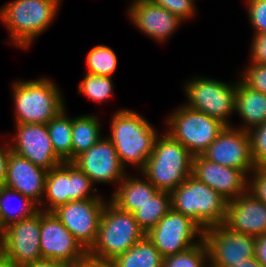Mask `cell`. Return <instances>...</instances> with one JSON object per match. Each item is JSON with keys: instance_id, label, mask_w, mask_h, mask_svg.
I'll use <instances>...</instances> for the list:
<instances>
[{"instance_id": "14", "label": "cell", "mask_w": 266, "mask_h": 267, "mask_svg": "<svg viewBox=\"0 0 266 267\" xmlns=\"http://www.w3.org/2000/svg\"><path fill=\"white\" fill-rule=\"evenodd\" d=\"M0 248L9 261L17 267H24L42 259L40 250V210L30 218L7 226Z\"/></svg>"}, {"instance_id": "1", "label": "cell", "mask_w": 266, "mask_h": 267, "mask_svg": "<svg viewBox=\"0 0 266 267\" xmlns=\"http://www.w3.org/2000/svg\"><path fill=\"white\" fill-rule=\"evenodd\" d=\"M112 115L110 131L106 137L113 143L120 162L127 171L131 166L139 172L152 154L159 130L132 109L120 108Z\"/></svg>"}, {"instance_id": "26", "label": "cell", "mask_w": 266, "mask_h": 267, "mask_svg": "<svg viewBox=\"0 0 266 267\" xmlns=\"http://www.w3.org/2000/svg\"><path fill=\"white\" fill-rule=\"evenodd\" d=\"M112 262L116 267H162L163 257L145 236Z\"/></svg>"}, {"instance_id": "11", "label": "cell", "mask_w": 266, "mask_h": 267, "mask_svg": "<svg viewBox=\"0 0 266 267\" xmlns=\"http://www.w3.org/2000/svg\"><path fill=\"white\" fill-rule=\"evenodd\" d=\"M40 250L42 259L80 266L88 251L60 222L53 212L40 210Z\"/></svg>"}, {"instance_id": "6", "label": "cell", "mask_w": 266, "mask_h": 267, "mask_svg": "<svg viewBox=\"0 0 266 267\" xmlns=\"http://www.w3.org/2000/svg\"><path fill=\"white\" fill-rule=\"evenodd\" d=\"M227 202L192 174L171 192L172 208L191 218L203 230L224 224Z\"/></svg>"}, {"instance_id": "21", "label": "cell", "mask_w": 266, "mask_h": 267, "mask_svg": "<svg viewBox=\"0 0 266 267\" xmlns=\"http://www.w3.org/2000/svg\"><path fill=\"white\" fill-rule=\"evenodd\" d=\"M47 172L11 151L4 185L20 192L39 206L45 193Z\"/></svg>"}, {"instance_id": "27", "label": "cell", "mask_w": 266, "mask_h": 267, "mask_svg": "<svg viewBox=\"0 0 266 267\" xmlns=\"http://www.w3.org/2000/svg\"><path fill=\"white\" fill-rule=\"evenodd\" d=\"M53 149L63 162H72V117L64 108L47 124Z\"/></svg>"}, {"instance_id": "32", "label": "cell", "mask_w": 266, "mask_h": 267, "mask_svg": "<svg viewBox=\"0 0 266 267\" xmlns=\"http://www.w3.org/2000/svg\"><path fill=\"white\" fill-rule=\"evenodd\" d=\"M239 75L247 87L266 94V64L248 63Z\"/></svg>"}, {"instance_id": "13", "label": "cell", "mask_w": 266, "mask_h": 267, "mask_svg": "<svg viewBox=\"0 0 266 267\" xmlns=\"http://www.w3.org/2000/svg\"><path fill=\"white\" fill-rule=\"evenodd\" d=\"M107 198L70 201L52 212L88 251L97 238L101 215Z\"/></svg>"}, {"instance_id": "31", "label": "cell", "mask_w": 266, "mask_h": 267, "mask_svg": "<svg viewBox=\"0 0 266 267\" xmlns=\"http://www.w3.org/2000/svg\"><path fill=\"white\" fill-rule=\"evenodd\" d=\"M162 267H210L209 250L205 240L186 251L163 258Z\"/></svg>"}, {"instance_id": "25", "label": "cell", "mask_w": 266, "mask_h": 267, "mask_svg": "<svg viewBox=\"0 0 266 267\" xmlns=\"http://www.w3.org/2000/svg\"><path fill=\"white\" fill-rule=\"evenodd\" d=\"M13 198L19 201V205L16 207H13L10 202L14 200ZM38 211V205L30 198L5 185L0 187V219L5 228L15 222L32 217Z\"/></svg>"}, {"instance_id": "38", "label": "cell", "mask_w": 266, "mask_h": 267, "mask_svg": "<svg viewBox=\"0 0 266 267\" xmlns=\"http://www.w3.org/2000/svg\"><path fill=\"white\" fill-rule=\"evenodd\" d=\"M10 152H11V147H10L8 140L3 141V142L1 141L0 143V187L4 185L5 180H6Z\"/></svg>"}, {"instance_id": "2", "label": "cell", "mask_w": 266, "mask_h": 267, "mask_svg": "<svg viewBox=\"0 0 266 267\" xmlns=\"http://www.w3.org/2000/svg\"><path fill=\"white\" fill-rule=\"evenodd\" d=\"M63 0H11L0 7V21L8 31V44L27 50L58 17Z\"/></svg>"}, {"instance_id": "41", "label": "cell", "mask_w": 266, "mask_h": 267, "mask_svg": "<svg viewBox=\"0 0 266 267\" xmlns=\"http://www.w3.org/2000/svg\"><path fill=\"white\" fill-rule=\"evenodd\" d=\"M24 267H72V266L57 260L40 259L39 261L27 264Z\"/></svg>"}, {"instance_id": "45", "label": "cell", "mask_w": 266, "mask_h": 267, "mask_svg": "<svg viewBox=\"0 0 266 267\" xmlns=\"http://www.w3.org/2000/svg\"><path fill=\"white\" fill-rule=\"evenodd\" d=\"M4 232H5V227L3 226L2 221L0 219V243H1L2 239H3Z\"/></svg>"}, {"instance_id": "17", "label": "cell", "mask_w": 266, "mask_h": 267, "mask_svg": "<svg viewBox=\"0 0 266 267\" xmlns=\"http://www.w3.org/2000/svg\"><path fill=\"white\" fill-rule=\"evenodd\" d=\"M15 131L8 139L13 153L47 171L63 163L53 149L46 124H15Z\"/></svg>"}, {"instance_id": "23", "label": "cell", "mask_w": 266, "mask_h": 267, "mask_svg": "<svg viewBox=\"0 0 266 267\" xmlns=\"http://www.w3.org/2000/svg\"><path fill=\"white\" fill-rule=\"evenodd\" d=\"M239 115L242 124L233 125L244 131L266 122V94L247 87L237 79L235 116Z\"/></svg>"}, {"instance_id": "16", "label": "cell", "mask_w": 266, "mask_h": 267, "mask_svg": "<svg viewBox=\"0 0 266 267\" xmlns=\"http://www.w3.org/2000/svg\"><path fill=\"white\" fill-rule=\"evenodd\" d=\"M202 155L217 164L242 170L248 176L256 169L249 132L234 126H225Z\"/></svg>"}, {"instance_id": "10", "label": "cell", "mask_w": 266, "mask_h": 267, "mask_svg": "<svg viewBox=\"0 0 266 267\" xmlns=\"http://www.w3.org/2000/svg\"><path fill=\"white\" fill-rule=\"evenodd\" d=\"M163 258L186 251L204 239V230L173 208L146 234Z\"/></svg>"}, {"instance_id": "22", "label": "cell", "mask_w": 266, "mask_h": 267, "mask_svg": "<svg viewBox=\"0 0 266 267\" xmlns=\"http://www.w3.org/2000/svg\"><path fill=\"white\" fill-rule=\"evenodd\" d=\"M137 175L127 173L109 198L119 209L130 213L139 209L158 191L142 173L138 172Z\"/></svg>"}, {"instance_id": "44", "label": "cell", "mask_w": 266, "mask_h": 267, "mask_svg": "<svg viewBox=\"0 0 266 267\" xmlns=\"http://www.w3.org/2000/svg\"><path fill=\"white\" fill-rule=\"evenodd\" d=\"M142 2H152V0H131V1L129 2V5H128L127 9H128L129 7H131L132 5H134V4L142 3Z\"/></svg>"}, {"instance_id": "12", "label": "cell", "mask_w": 266, "mask_h": 267, "mask_svg": "<svg viewBox=\"0 0 266 267\" xmlns=\"http://www.w3.org/2000/svg\"><path fill=\"white\" fill-rule=\"evenodd\" d=\"M210 267H233L255 257L256 237L229 229L225 224L204 230Z\"/></svg>"}, {"instance_id": "29", "label": "cell", "mask_w": 266, "mask_h": 267, "mask_svg": "<svg viewBox=\"0 0 266 267\" xmlns=\"http://www.w3.org/2000/svg\"><path fill=\"white\" fill-rule=\"evenodd\" d=\"M86 72L93 75L113 77L118 68V56L106 45L98 44L88 51L86 56Z\"/></svg>"}, {"instance_id": "37", "label": "cell", "mask_w": 266, "mask_h": 267, "mask_svg": "<svg viewBox=\"0 0 266 267\" xmlns=\"http://www.w3.org/2000/svg\"><path fill=\"white\" fill-rule=\"evenodd\" d=\"M249 50L248 63L266 64V32L252 36Z\"/></svg>"}, {"instance_id": "39", "label": "cell", "mask_w": 266, "mask_h": 267, "mask_svg": "<svg viewBox=\"0 0 266 267\" xmlns=\"http://www.w3.org/2000/svg\"><path fill=\"white\" fill-rule=\"evenodd\" d=\"M255 257L264 267H266V234L256 237Z\"/></svg>"}, {"instance_id": "24", "label": "cell", "mask_w": 266, "mask_h": 267, "mask_svg": "<svg viewBox=\"0 0 266 267\" xmlns=\"http://www.w3.org/2000/svg\"><path fill=\"white\" fill-rule=\"evenodd\" d=\"M101 119L95 114H80L72 117V161L95 145L102 134Z\"/></svg>"}, {"instance_id": "34", "label": "cell", "mask_w": 266, "mask_h": 267, "mask_svg": "<svg viewBox=\"0 0 266 267\" xmlns=\"http://www.w3.org/2000/svg\"><path fill=\"white\" fill-rule=\"evenodd\" d=\"M152 3L167 9L184 23L194 19L198 10L195 0H152Z\"/></svg>"}, {"instance_id": "43", "label": "cell", "mask_w": 266, "mask_h": 267, "mask_svg": "<svg viewBox=\"0 0 266 267\" xmlns=\"http://www.w3.org/2000/svg\"><path fill=\"white\" fill-rule=\"evenodd\" d=\"M0 267H17L9 261V259L7 258L4 251L1 248H0Z\"/></svg>"}, {"instance_id": "40", "label": "cell", "mask_w": 266, "mask_h": 267, "mask_svg": "<svg viewBox=\"0 0 266 267\" xmlns=\"http://www.w3.org/2000/svg\"><path fill=\"white\" fill-rule=\"evenodd\" d=\"M82 267H116L111 260H99L91 256H87L81 264Z\"/></svg>"}, {"instance_id": "18", "label": "cell", "mask_w": 266, "mask_h": 267, "mask_svg": "<svg viewBox=\"0 0 266 267\" xmlns=\"http://www.w3.org/2000/svg\"><path fill=\"white\" fill-rule=\"evenodd\" d=\"M192 175L227 201L248 191L249 176L244 171L217 164L203 155L193 157Z\"/></svg>"}, {"instance_id": "7", "label": "cell", "mask_w": 266, "mask_h": 267, "mask_svg": "<svg viewBox=\"0 0 266 267\" xmlns=\"http://www.w3.org/2000/svg\"><path fill=\"white\" fill-rule=\"evenodd\" d=\"M182 86L187 99L185 106L203 112L225 126H233L231 119L232 115L235 116L237 79L236 82L227 83L196 75L187 79Z\"/></svg>"}, {"instance_id": "20", "label": "cell", "mask_w": 266, "mask_h": 267, "mask_svg": "<svg viewBox=\"0 0 266 267\" xmlns=\"http://www.w3.org/2000/svg\"><path fill=\"white\" fill-rule=\"evenodd\" d=\"M224 224L236 232L254 237L266 234V203L247 191L227 202Z\"/></svg>"}, {"instance_id": "9", "label": "cell", "mask_w": 266, "mask_h": 267, "mask_svg": "<svg viewBox=\"0 0 266 267\" xmlns=\"http://www.w3.org/2000/svg\"><path fill=\"white\" fill-rule=\"evenodd\" d=\"M91 179L72 162H63L47 172L45 193L39 210L52 212L70 201L105 198Z\"/></svg>"}, {"instance_id": "4", "label": "cell", "mask_w": 266, "mask_h": 267, "mask_svg": "<svg viewBox=\"0 0 266 267\" xmlns=\"http://www.w3.org/2000/svg\"><path fill=\"white\" fill-rule=\"evenodd\" d=\"M193 157L179 141L160 132L152 154L139 172L159 191L171 193L192 174Z\"/></svg>"}, {"instance_id": "42", "label": "cell", "mask_w": 266, "mask_h": 267, "mask_svg": "<svg viewBox=\"0 0 266 267\" xmlns=\"http://www.w3.org/2000/svg\"><path fill=\"white\" fill-rule=\"evenodd\" d=\"M233 267H264L256 257L249 258L239 264H235Z\"/></svg>"}, {"instance_id": "35", "label": "cell", "mask_w": 266, "mask_h": 267, "mask_svg": "<svg viewBox=\"0 0 266 267\" xmlns=\"http://www.w3.org/2000/svg\"><path fill=\"white\" fill-rule=\"evenodd\" d=\"M253 35L266 32V0H244Z\"/></svg>"}, {"instance_id": "19", "label": "cell", "mask_w": 266, "mask_h": 267, "mask_svg": "<svg viewBox=\"0 0 266 267\" xmlns=\"http://www.w3.org/2000/svg\"><path fill=\"white\" fill-rule=\"evenodd\" d=\"M130 23L146 37L164 44L183 25V21L167 9L152 2H142L127 9Z\"/></svg>"}, {"instance_id": "33", "label": "cell", "mask_w": 266, "mask_h": 267, "mask_svg": "<svg viewBox=\"0 0 266 267\" xmlns=\"http://www.w3.org/2000/svg\"><path fill=\"white\" fill-rule=\"evenodd\" d=\"M251 155L256 167H266V122L250 131Z\"/></svg>"}, {"instance_id": "28", "label": "cell", "mask_w": 266, "mask_h": 267, "mask_svg": "<svg viewBox=\"0 0 266 267\" xmlns=\"http://www.w3.org/2000/svg\"><path fill=\"white\" fill-rule=\"evenodd\" d=\"M171 208V193L158 190L145 204L133 212V216L139 227L147 234Z\"/></svg>"}, {"instance_id": "30", "label": "cell", "mask_w": 266, "mask_h": 267, "mask_svg": "<svg viewBox=\"0 0 266 267\" xmlns=\"http://www.w3.org/2000/svg\"><path fill=\"white\" fill-rule=\"evenodd\" d=\"M78 84V93L85 95L88 100L102 104L114 96V81L112 77L85 73Z\"/></svg>"}, {"instance_id": "36", "label": "cell", "mask_w": 266, "mask_h": 267, "mask_svg": "<svg viewBox=\"0 0 266 267\" xmlns=\"http://www.w3.org/2000/svg\"><path fill=\"white\" fill-rule=\"evenodd\" d=\"M248 191L266 203V167H256L249 175Z\"/></svg>"}, {"instance_id": "8", "label": "cell", "mask_w": 266, "mask_h": 267, "mask_svg": "<svg viewBox=\"0 0 266 267\" xmlns=\"http://www.w3.org/2000/svg\"><path fill=\"white\" fill-rule=\"evenodd\" d=\"M163 121L164 131L179 141L193 156L202 155L225 128L219 120L183 103L174 108Z\"/></svg>"}, {"instance_id": "3", "label": "cell", "mask_w": 266, "mask_h": 267, "mask_svg": "<svg viewBox=\"0 0 266 267\" xmlns=\"http://www.w3.org/2000/svg\"><path fill=\"white\" fill-rule=\"evenodd\" d=\"M11 87L15 124H47L66 108L60 86L49 76L16 79Z\"/></svg>"}, {"instance_id": "15", "label": "cell", "mask_w": 266, "mask_h": 267, "mask_svg": "<svg viewBox=\"0 0 266 267\" xmlns=\"http://www.w3.org/2000/svg\"><path fill=\"white\" fill-rule=\"evenodd\" d=\"M72 163L86 173L94 185L112 184L117 187L129 173L121 164L113 143L106 135L87 151L78 155Z\"/></svg>"}, {"instance_id": "5", "label": "cell", "mask_w": 266, "mask_h": 267, "mask_svg": "<svg viewBox=\"0 0 266 267\" xmlns=\"http://www.w3.org/2000/svg\"><path fill=\"white\" fill-rule=\"evenodd\" d=\"M145 236L133 213L119 209L108 199L101 215L97 238L88 255L112 261Z\"/></svg>"}]
</instances>
